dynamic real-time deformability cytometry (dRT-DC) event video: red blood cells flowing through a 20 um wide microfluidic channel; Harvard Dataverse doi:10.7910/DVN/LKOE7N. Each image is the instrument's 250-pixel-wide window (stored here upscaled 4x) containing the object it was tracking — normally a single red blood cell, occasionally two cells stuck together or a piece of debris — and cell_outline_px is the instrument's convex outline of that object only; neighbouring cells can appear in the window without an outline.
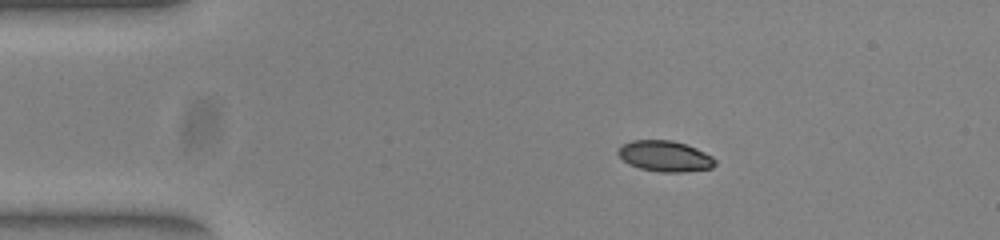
{"species": "common noctule bat (a hibernating species)", "species_latin": "Nyctalus noctula", "temperature_condition": "warm", "stored_images_in_passage": 44, "camera_frame_rate_fps": 3000, "um_per_image_px": 0.085, "animal": {"sex": "female", "body_mass_g": 23.0, "forearm_length_mm": 53.4}, "frame": {"image": 1, "passage_image": 1, "time_ms": 0.0, "image_size_px": [1000, 240], "cell_outline_px": [[716, 164], [712, 168], [684, 172], [660, 172], [640, 168], [628, 164], [616, 152], [624, 144], [632, 140], [672, 140], [696, 148], [712, 156], [716, 160]], "centroid_in_image_um": [56.54, 13.28], "position_along_channel_um": 28.5, "area_um2": 17.34}}
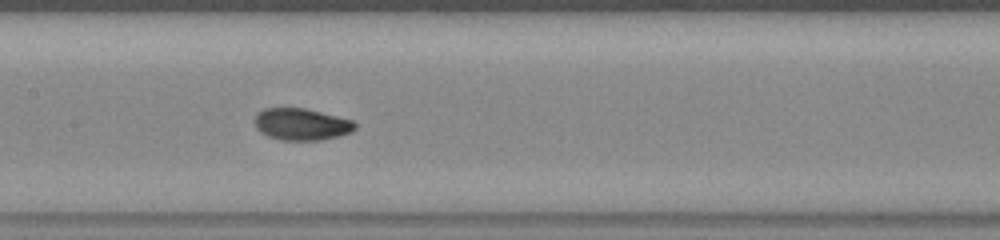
{"frame": {"image": 2, "passage_image": 17, "time_ms": 5.333, "image_size_px": [1000, 240], "cell_outline_px": [[356, 128], [340, 136], [320, 140], [280, 140], [268, 136], [260, 132], [256, 128], [256, 112], [264, 108], [304, 108], [352, 120], [356, 124]], "centroid_in_image_um": [25.6, 10.56], "position_along_channel_um": 181.8, "area_um2": 18.5}}
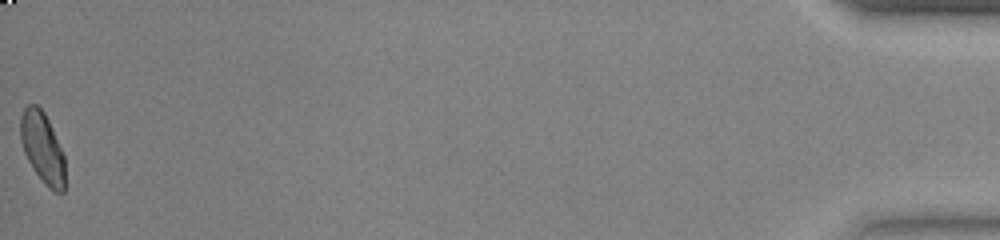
{"frame": {"image": 3, "passage_image": 44, "time_ms": 14.333, "image_size_px": [1000, 240], "cell_outline_px": [[64, 192], [56, 192], [48, 188], [36, 172], [28, 160], [24, 152], [20, 140], [20, 116], [24, 108], [28, 104], [36, 104], [44, 112], [52, 128], [64, 156]], "centroid_in_image_um": [3.59, 12.53], "position_along_channel_um": 431.6, "area_um2": 18.21}, "authors_computed_cell_mechanics": {"area_um2": 18.4382, "velocity_mm_per_s": 3.9308, "shape_relaxation_time_tau1_ms": 3.8298, "shape_relaxation_time_tau2_ms": 1.2353, "deformation_change_tau1": 0.1324, "deformation_change_tau2": 0.0419}}